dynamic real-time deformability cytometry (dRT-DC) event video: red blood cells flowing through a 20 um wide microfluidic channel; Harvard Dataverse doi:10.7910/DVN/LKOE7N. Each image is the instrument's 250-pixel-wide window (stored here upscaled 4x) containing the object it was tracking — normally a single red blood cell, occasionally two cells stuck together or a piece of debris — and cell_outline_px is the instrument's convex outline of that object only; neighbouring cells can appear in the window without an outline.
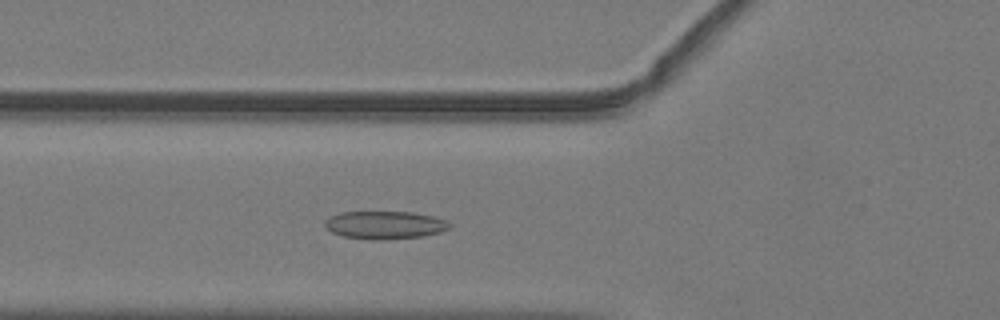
{"species": "common noctule bat (a hibernating species)", "species_latin": "Nyctalus noctula", "temperature_condition": "warm", "stored_images_in_passage": 46, "camera_frame_rate_fps": 3000, "um_per_image_px": 0.085, "animal": {"sex": "male", "body_mass_g": 19.2, "forearm_length_mm": 51.8}, "frame": {"image": 1, "passage_image": 14, "time_ms": 4.333, "image_size_px": [1000, 320], "cell_outline_px": [[452, 228], [440, 232], [420, 236], [380, 240], [372, 240], [344, 236], [332, 232], [324, 224], [324, 220], [340, 212], [412, 212], [432, 216], [448, 220], [452, 224]], "centroid_in_image_um": [32.75, 19.12], "position_along_channel_um": 93.1, "area_um2": 20.23}}
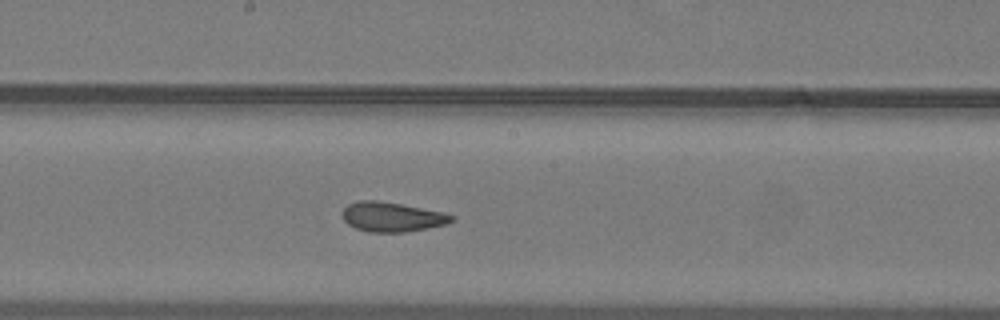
{"frame": {"image": 2, "passage_image": 23, "time_ms": 7.333, "image_size_px": [1000, 320], "cell_outline_px": [[456, 216], [452, 220], [444, 224], [428, 228], [404, 232], [368, 232], [356, 228], [348, 224], [344, 220], [344, 208], [348, 204], [360, 200], [376, 200], [400, 204], [444, 212]], "centroid_in_image_um": [33.32, 18.43], "position_along_channel_um": 214.9, "area_um2": 18.61}}
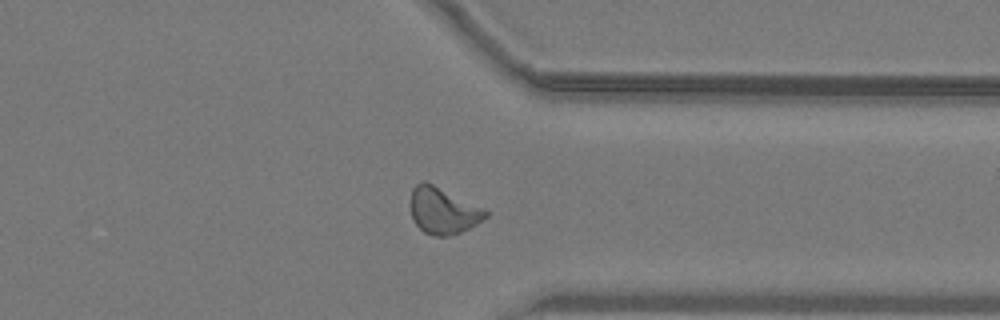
{"frame": {"image": 3, "passage_image": 35, "time_ms": 11.333, "image_size_px": [1000, 320], "cell_outline_px": [[488, 216], [476, 224], [460, 232], [448, 236], [436, 236], [424, 232], [416, 224], [412, 216], [408, 204], [412, 188], [416, 184], [424, 180], [484, 208], [488, 212]], "centroid_in_image_um": [37.62, 17.89], "position_along_channel_um": 373.8, "area_um2": 20.35}, "authors_computed_cell_mechanics": {"area_um2": 19.5364, "velocity_mm_per_s": 4.0284, "shape_relaxation_time_tau1_ms": null, "shape_relaxation_time_tau2_ms": 1.4238, "deformation_change_tau1": null, "deformation_change_tau2": 0.0811}}